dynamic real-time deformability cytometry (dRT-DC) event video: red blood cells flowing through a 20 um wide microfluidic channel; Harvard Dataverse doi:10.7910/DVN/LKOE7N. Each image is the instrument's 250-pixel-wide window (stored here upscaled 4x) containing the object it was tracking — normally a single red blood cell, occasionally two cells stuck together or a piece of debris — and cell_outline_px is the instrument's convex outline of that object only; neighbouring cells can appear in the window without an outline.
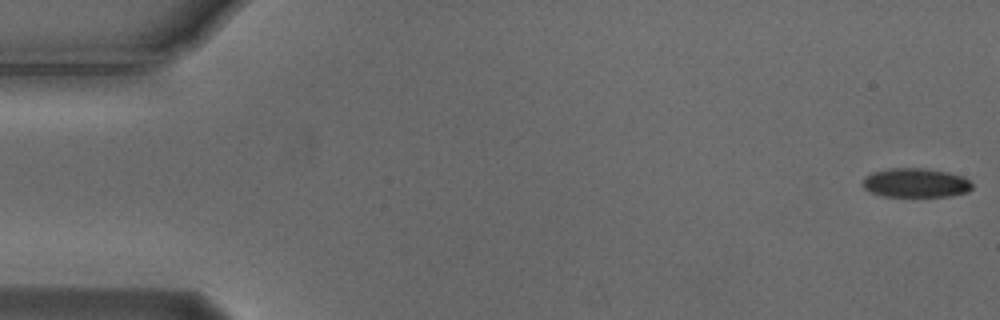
{"species": "Egyptian fruit bat (a non-hibernating species)", "species_latin": "Rousettus aegyptiacus", "temperature_condition": "cold", "stored_images_in_passage": 55, "camera_frame_rate_fps": 3000, "um_per_image_px": 0.085, "animal": {"sex": "male"}, "frame": {"image": 1, "passage_image": 1, "time_ms": 0.0, "image_size_px": [1000, 320], "cell_outline_px": [[972, 188], [968, 192], [948, 196], [884, 196], [868, 192], [860, 184], [864, 176], [872, 172], [888, 168], [924, 168], [948, 172], [964, 176], [972, 184]], "centroid_in_image_um": [77.78, 15.53], "position_along_channel_um": 7.2, "area_um2": 18.84}}
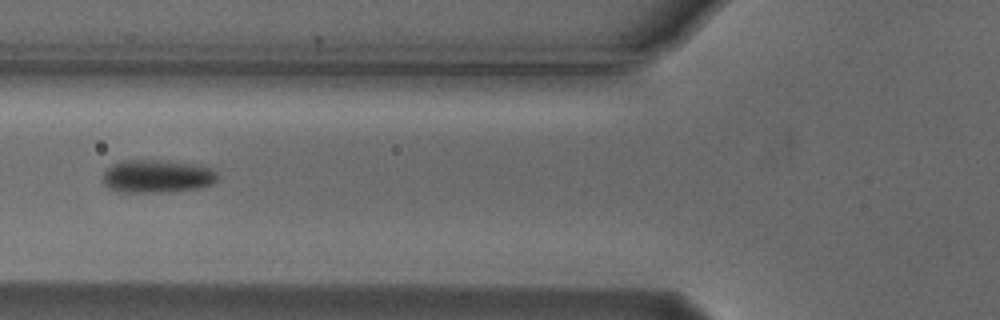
{"frame": {"image": 2, "passage_image": 21, "time_ms": 6.667, "image_size_px": [1000, 320], "cell_outline_px": [[220, 176], [212, 184], [200, 188], [160, 192], [120, 192], [108, 188], [104, 184], [104, 172], [112, 164], [124, 160], [168, 160], [196, 164], [216, 168]], "centroid_in_image_um": [13.42, 14.97], "position_along_channel_um": 112.4, "area_um2": 22.43}}
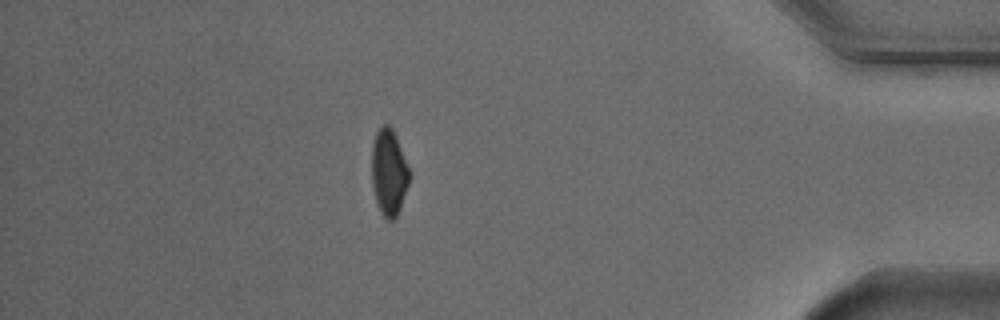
{"frame": {"image": 3, "passage_image": 48, "time_ms": 15.667, "image_size_px": [1000, 320], "cell_outline_px": [[412, 176], [400, 208], [396, 216], [392, 220], [388, 220], [380, 212], [376, 200], [372, 184], [372, 144], [376, 132], [384, 124], [388, 124], [392, 128], [396, 136], [412, 172]], "centroid_in_image_um": [33.09, 14.63], "position_along_channel_um": 402.1, "area_um2": 19.19}, "authors_computed_cell_mechanics": {"area_um2": 20.2878, "velocity_mm_per_s": 3.7325, "shape_relaxation_time_tau1_ms": 3.5135, "shape_relaxation_time_tau2_ms": null, "deformation_change_tau1": 0.112, "deformation_change_tau2": null}}